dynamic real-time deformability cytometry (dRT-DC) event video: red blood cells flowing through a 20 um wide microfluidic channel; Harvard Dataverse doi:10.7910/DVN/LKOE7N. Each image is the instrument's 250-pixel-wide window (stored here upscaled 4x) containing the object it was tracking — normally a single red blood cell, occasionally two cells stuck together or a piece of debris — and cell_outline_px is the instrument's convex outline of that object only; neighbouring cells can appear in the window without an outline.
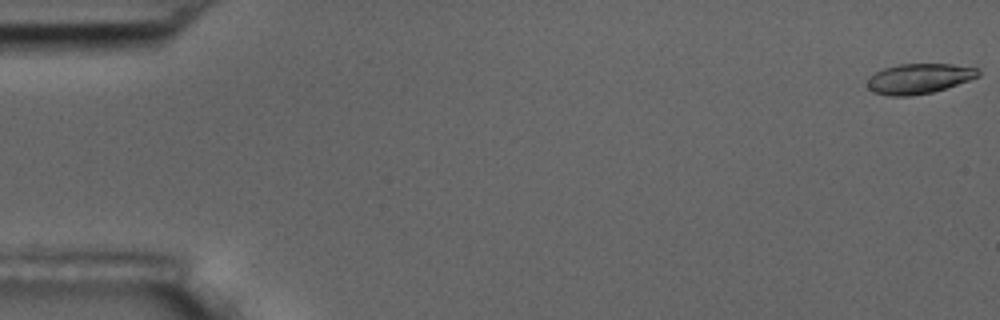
{"species": "common noctule bat (a hibernating species)", "species_latin": "Nyctalus noctula", "temperature_condition": "room temperature", "stored_images_in_passage": 2, "camera_frame_rate_fps": 3000, "um_per_image_px": 0.085, "animal": {"sex": "male", "body_mass_g": 17.5, "forearm_length_mm": 52.3}, "frame": {"image": 1, "passage_image": 1, "time_ms": 0.0, "image_size_px": [1000, 320], "cell_outline_px": [[980, 76], [932, 92], [908, 96], [888, 96], [872, 92], [868, 88], [868, 80], [876, 72], [884, 68], [900, 64], [952, 64], [980, 68]], "centroid_in_image_um": [78.13, 6.68], "position_along_channel_um": 6.9, "area_um2": 19.31}}